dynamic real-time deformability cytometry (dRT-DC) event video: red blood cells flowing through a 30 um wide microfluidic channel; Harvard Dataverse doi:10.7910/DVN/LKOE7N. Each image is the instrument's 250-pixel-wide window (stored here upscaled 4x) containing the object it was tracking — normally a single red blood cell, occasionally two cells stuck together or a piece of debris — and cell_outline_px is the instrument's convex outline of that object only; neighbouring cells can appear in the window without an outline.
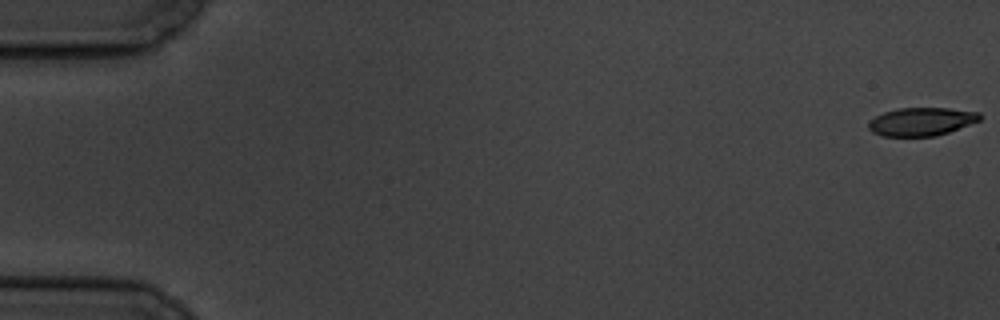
{"species": "common noctule bat (a hibernating species)", "species_latin": "Nyctalus noctula", "temperature_condition": "cold", "stored_images_in_passage": 7, "camera_frame_rate_fps": 3000, "um_per_image_px": 0.085, "animal": {"sex": "male", "body_mass_g": 19.5, "forearm_length_mm": 54.6}, "frame": {"image": 1, "passage_image": 1, "time_ms": 0.0, "image_size_px": [1000, 320], "cell_outline_px": [[984, 116], [980, 120], [948, 132], [936, 136], [880, 136], [872, 132], [868, 128], [868, 124], [876, 116], [884, 112], [896, 108], [948, 108], [980, 112]], "centroid_in_image_um": [78.33, 10.33], "position_along_channel_um": 6.7, "area_um2": 18.32}}